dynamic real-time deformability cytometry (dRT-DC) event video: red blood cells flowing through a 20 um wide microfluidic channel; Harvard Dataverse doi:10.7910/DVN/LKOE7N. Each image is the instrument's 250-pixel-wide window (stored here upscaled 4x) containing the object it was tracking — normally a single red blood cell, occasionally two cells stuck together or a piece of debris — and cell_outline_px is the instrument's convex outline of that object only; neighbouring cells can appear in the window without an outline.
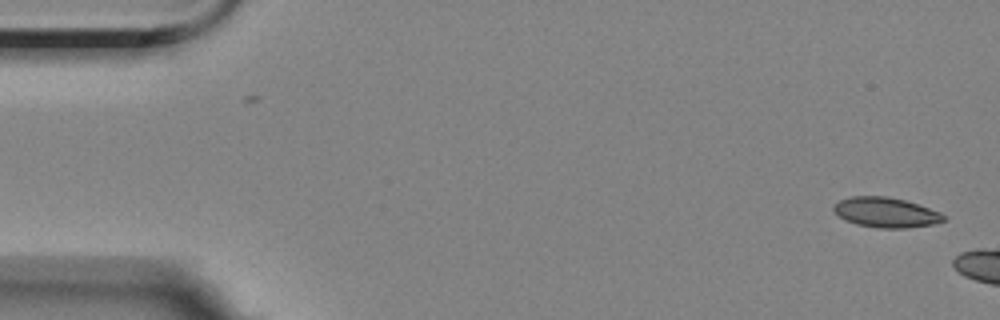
{"species": "Egyptian fruit bat (a non-hibernating species)", "species_latin": "Rousettus aegyptiacus", "temperature_condition": "room temperature", "stored_images_in_passage": 11, "camera_frame_rate_fps": 3000, "um_per_image_px": 0.085, "animal": {"sex": "female"}, "frame": {"image": 1, "passage_image": 1, "time_ms": 0.0, "image_size_px": [1000, 320], "cell_outline_px": [[944, 220], [932, 224], [904, 228], [880, 228], [856, 224], [844, 220], [832, 208], [840, 200], [852, 196], [884, 196], [904, 200], [940, 212], [944, 216]], "centroid_in_image_um": [75.27, 18.06], "position_along_channel_um": 9.7, "area_um2": 18.84}}